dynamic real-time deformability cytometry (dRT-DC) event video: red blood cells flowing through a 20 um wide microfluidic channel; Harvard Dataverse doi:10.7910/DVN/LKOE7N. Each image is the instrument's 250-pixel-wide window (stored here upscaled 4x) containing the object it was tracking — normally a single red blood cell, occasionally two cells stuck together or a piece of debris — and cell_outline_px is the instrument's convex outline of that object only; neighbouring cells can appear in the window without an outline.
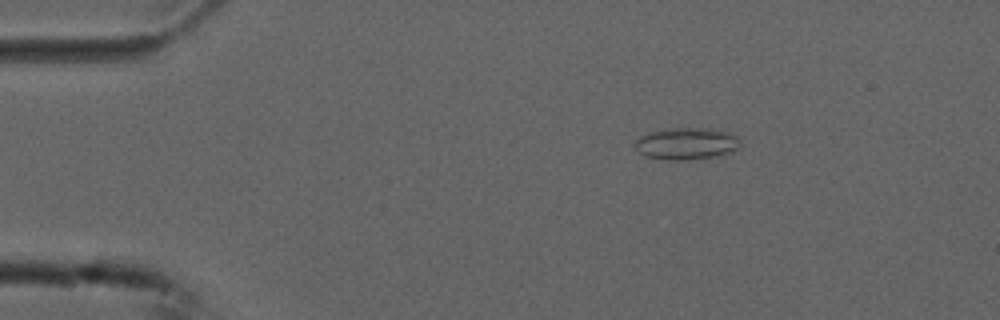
{"species": "common noctule bat (a hibernating species)", "species_latin": "Nyctalus noctula", "temperature_condition": "cold", "stored_images_in_passage": 47, "camera_frame_rate_fps": 3000, "um_per_image_px": 0.085, "animal": {"sex": "male", "forearm_length_mm": 52.5}, "frame": {"image": 1, "passage_image": 2, "time_ms": 0.333, "image_size_px": [1000, 320], "cell_outline_px": [[740, 148], [732, 152], [720, 156], [680, 160], [664, 160], [644, 156], [632, 144], [640, 136], [652, 132], [672, 128], [696, 128], [728, 132], [736, 136], [740, 140]], "centroid_in_image_um": [58.35, 12.23], "position_along_channel_um": 26.7, "area_um2": 19.54}}
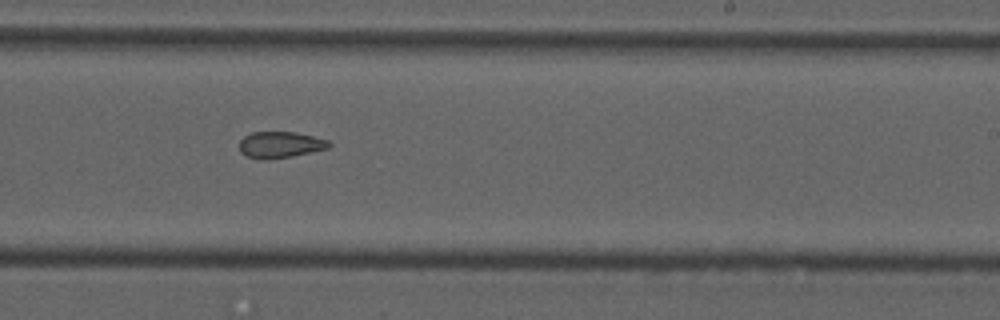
{"frame": {"image": 2, "passage_image": 26, "time_ms": 8.333, "image_size_px": [1000, 320], "cell_outline_px": [[332, 144], [328, 148], [268, 160], [248, 156], [240, 152], [240, 140], [244, 136], [252, 132], [292, 132], [312, 136], [328, 140]], "centroid_in_image_um": [23.79, 12.29], "position_along_channel_um": 265.2, "area_um2": 13.41}}
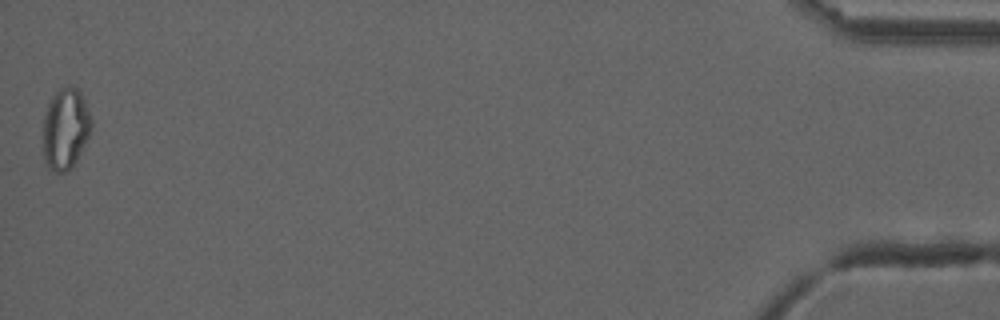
{"frame": {"image": 3, "passage_image": 47, "time_ms": 15.333, "image_size_px": [1000, 320], "cell_outline_px": [[92, 128], [76, 160], [68, 172], [52, 172], [48, 168], [44, 160], [44, 116], [48, 104], [52, 96], [60, 88], [68, 84], [72, 84], [80, 92], [84, 100], [92, 120]], "centroid_in_image_um": [5.56, 10.93], "position_along_channel_um": 429.6, "area_um2": 22.77}, "authors_computed_cell_mechanics": {"area_um2": 15.5482, "velocity_mm_per_s": 3.7462, "shape_relaxation_time_tau1_ms": null, "shape_relaxation_time_tau2_ms": 4.1194, "deformation_change_tau1": null, "deformation_change_tau2": 0.1038}}